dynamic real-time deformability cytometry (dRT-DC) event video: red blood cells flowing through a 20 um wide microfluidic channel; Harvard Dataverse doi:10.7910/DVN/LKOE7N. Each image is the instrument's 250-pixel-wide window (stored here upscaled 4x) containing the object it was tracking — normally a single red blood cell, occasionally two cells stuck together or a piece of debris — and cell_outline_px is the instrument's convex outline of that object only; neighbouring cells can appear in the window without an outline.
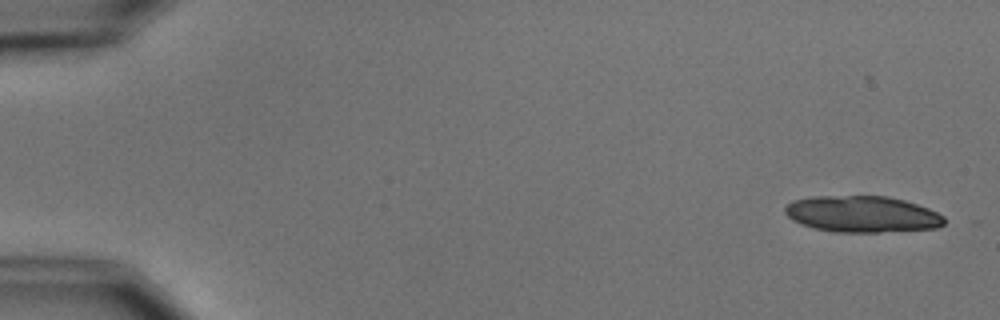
{"species": "common noctule bat (a hibernating species)", "species_latin": "Nyctalus noctula", "temperature_condition": "cold", "stored_images_in_passage": 3, "camera_frame_rate_fps": 3000, "um_per_image_px": 0.085, "animal": {"sex": "male", "body_mass_g": 15.6}, "frame": {"image": 1, "passage_image": 3, "time_ms": 2.333, "image_size_px": [1000, 320], "cell_outline_px": [[944, 224], [936, 228], [880, 232], [832, 232], [812, 228], [800, 224], [792, 220], [784, 212], [784, 208], [792, 200], [812, 196], [888, 196], [904, 200], [928, 208], [944, 216]], "centroid_in_image_um": [73.24, 18.2], "position_along_channel_um": 11.8, "area_um2": 33.93}}